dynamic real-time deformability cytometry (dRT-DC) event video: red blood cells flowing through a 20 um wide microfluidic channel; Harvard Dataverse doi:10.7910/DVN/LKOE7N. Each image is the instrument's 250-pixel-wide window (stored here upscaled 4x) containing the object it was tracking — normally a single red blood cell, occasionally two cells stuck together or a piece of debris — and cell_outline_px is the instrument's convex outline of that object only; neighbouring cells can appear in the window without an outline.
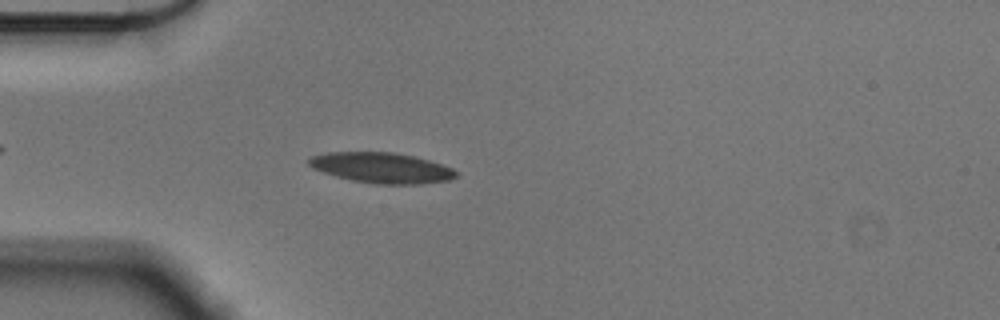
{"species": "Egyptian fruit bat (a non-hibernating species)", "species_latin": "Rousettus aegyptiacus", "temperature_condition": "cold", "stored_images_in_passage": 43, "camera_frame_rate_fps": 3000, "um_per_image_px": 0.085, "animal": {"sex": "male"}, "frame": {"image": 1, "passage_image": 6, "time_ms": 1.667, "image_size_px": [1000, 320], "cell_outline_px": [[456, 176], [448, 180], [420, 184], [376, 184], [352, 180], [336, 176], [312, 168], [308, 164], [308, 160], [312, 156], [328, 152], [392, 152], [412, 156], [428, 160], [452, 168], [456, 172]], "centroid_in_image_um": [32.41, 14.26], "position_along_channel_um": 52.6, "area_um2": 25.84}}
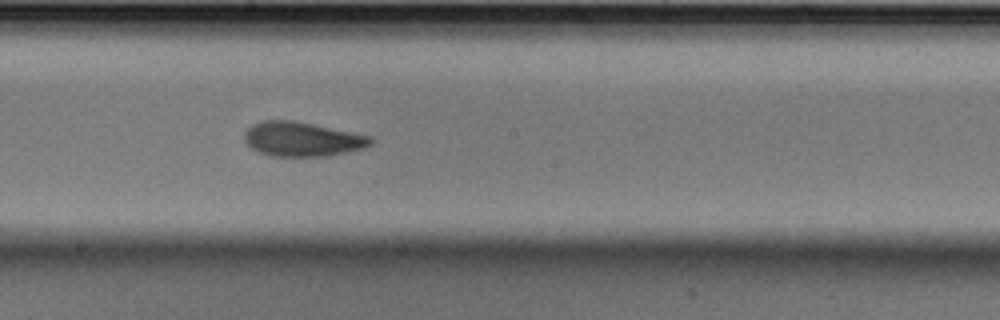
{"frame": {"image": 2, "passage_image": 21, "time_ms": 6.667, "image_size_px": [1000, 320], "cell_outline_px": [[372, 144], [364, 148], [348, 152], [328, 156], [268, 156], [252, 148], [244, 140], [244, 132], [252, 124], [260, 120], [296, 120], [372, 136]], "centroid_in_image_um": [25.69, 11.82], "position_along_channel_um": 222.5, "area_um2": 25.61}}
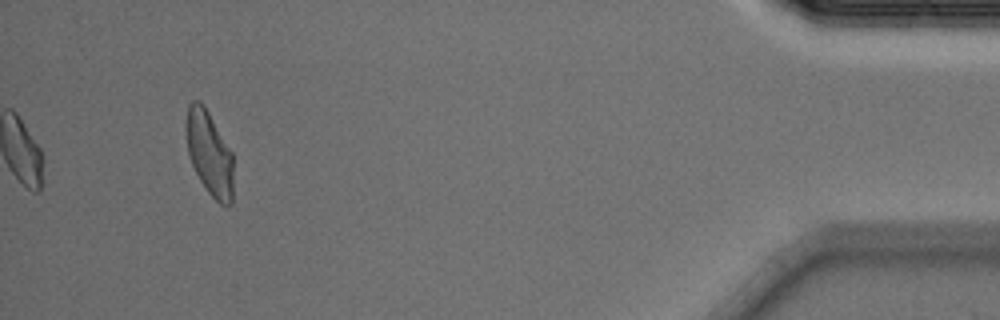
{"frame": {"image": 3, "passage_image": 43, "time_ms": 14.0, "image_size_px": [1000, 320], "cell_outline_px": [[232, 204], [228, 208], [220, 204], [208, 192], [200, 180], [188, 156], [184, 128], [184, 120], [188, 104], [192, 100], [200, 100], [204, 104], [232, 152]], "centroid_in_image_um": [17.76, 12.98], "position_along_channel_um": 417.4, "area_um2": 23.64}, "authors_computed_cell_mechanics": {"area_um2": 24.6806, "velocity_mm_per_s": 3.5733, "shape_relaxation_time_tau1_ms": 4.8626, "shape_relaxation_time_tau2_ms": 2.3443, "deformation_change_tau1": 0.1513, "deformation_change_tau2": 0.0861}}